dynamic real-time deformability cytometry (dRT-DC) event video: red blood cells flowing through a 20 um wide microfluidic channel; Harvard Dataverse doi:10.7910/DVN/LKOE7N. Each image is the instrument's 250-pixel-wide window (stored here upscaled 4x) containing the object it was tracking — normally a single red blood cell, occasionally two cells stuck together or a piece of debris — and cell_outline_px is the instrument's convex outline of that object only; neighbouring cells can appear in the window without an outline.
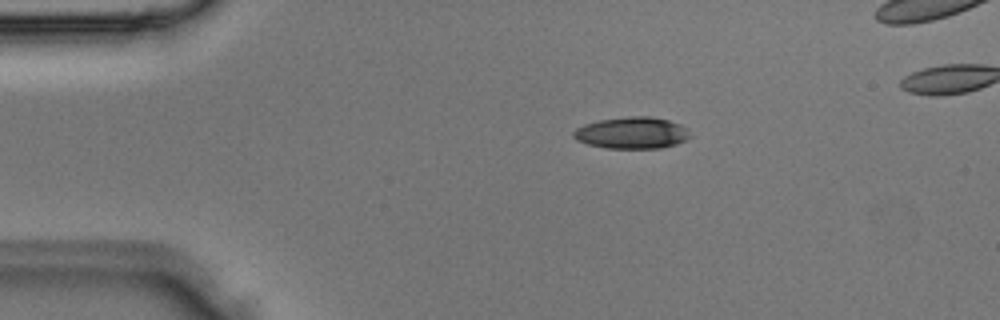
{"species": "Egyptian fruit bat (a non-hibernating species)", "species_latin": "Rousettus aegyptiacus", "temperature_condition": "room temperature", "stored_images_in_passage": 2, "camera_frame_rate_fps": 3000, "um_per_image_px": 0.085, "animal": {"sex": "male"}, "frame": {"image": 1, "passage_image": 1, "time_ms": 0.0, "image_size_px": [1000, 320], "cell_outline_px": [[692, 136], [676, 144], [660, 148], [604, 148], [588, 144], [576, 140], [572, 136], [572, 132], [576, 128], [584, 124], [600, 120], [628, 116], [652, 116], [668, 120], [680, 124]], "centroid_in_image_um": [53.68, 11.29], "position_along_channel_um": 31.3, "area_um2": 21.5}}